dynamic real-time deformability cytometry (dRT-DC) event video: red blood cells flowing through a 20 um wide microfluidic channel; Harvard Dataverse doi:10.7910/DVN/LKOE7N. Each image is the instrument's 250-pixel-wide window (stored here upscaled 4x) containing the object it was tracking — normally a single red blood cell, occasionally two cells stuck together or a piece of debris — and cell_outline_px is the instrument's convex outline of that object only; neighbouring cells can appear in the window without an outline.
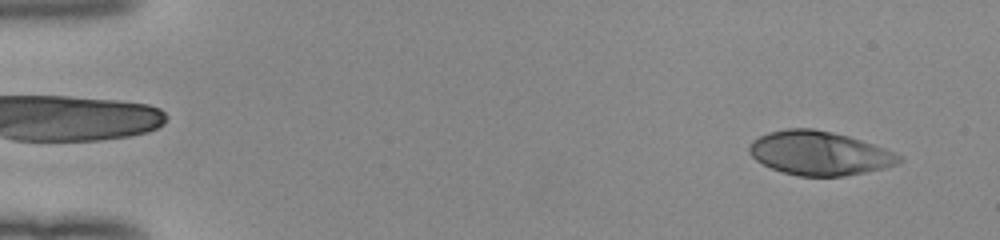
{"species": "human", "species_latin": "Homo sapiens", "temperature_condition": "room temperature", "stored_images_in_passage": 51, "camera_frame_rate_fps": 3000, "um_per_image_px": 0.085, "donor": {"sex": "female"}, "frame": {"image": 1, "passage_image": 3, "time_ms": 0.667, "image_size_px": [1000, 240], "cell_outline_px": [[904, 160], [896, 164], [884, 168], [844, 176], [800, 176], [784, 172], [772, 168], [756, 160], [748, 152], [748, 144], [752, 140], [768, 132], [788, 128], [812, 128], [832, 132], [848, 136], [884, 148], [904, 156]], "centroid_in_image_um": [69.64, 13.01], "position_along_channel_um": 15.4, "area_um2": 38.26}}
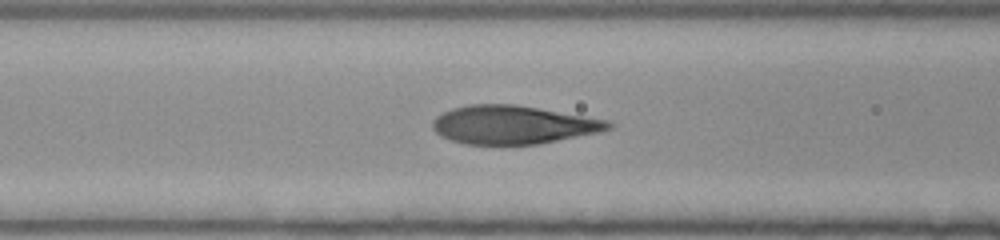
{"frame": {"image": 2, "passage_image": 21, "time_ms": 6.667, "image_size_px": [1000, 240], "cell_outline_px": [[612, 128], [600, 132], [536, 144], [464, 144], [440, 136], [432, 128], [432, 120], [436, 116], [452, 108], [468, 104], [512, 104], [608, 120], [612, 124]], "centroid_in_image_um": [43.56, 10.6], "position_along_channel_um": 123.0, "area_um2": 39.02}}
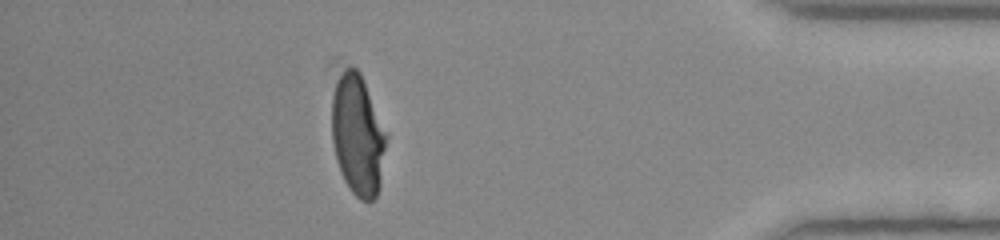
{"frame": {"image": 3, "passage_image": 45, "time_ms": 14.667, "image_size_px": [1000, 240], "cell_outline_px": [[388, 136], [380, 184], [376, 196], [372, 200], [360, 200], [352, 192], [344, 180], [340, 172], [336, 160], [332, 140], [332, 96], [336, 80], [344, 68], [356, 68], [360, 72]], "centroid_in_image_um": [30.4, 11.49], "position_along_channel_um": 404.8, "area_um2": 38.32}, "authors_computed_cell_mechanics": {"area_um2": 39.304, "velocity_mm_per_s": 4.0041, "shape_relaxation_time_tau1_ms": 5.3594, "shape_relaxation_time_tau2_ms": null, "deformation_change_tau1": 0.2461, "deformation_change_tau2": null}}